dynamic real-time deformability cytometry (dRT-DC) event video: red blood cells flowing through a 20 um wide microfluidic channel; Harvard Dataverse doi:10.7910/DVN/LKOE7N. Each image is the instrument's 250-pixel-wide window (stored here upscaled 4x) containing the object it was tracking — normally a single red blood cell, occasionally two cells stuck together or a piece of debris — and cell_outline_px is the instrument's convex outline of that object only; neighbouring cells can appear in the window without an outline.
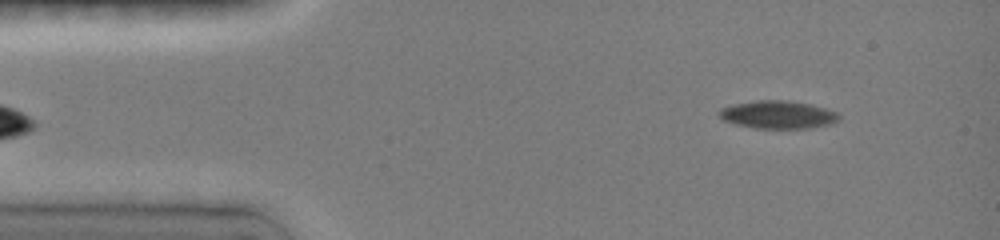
{"species": "common noctule bat (a hibernating species)", "species_latin": "Nyctalus noctula", "temperature_condition": "room temperature", "stored_images_in_passage": 41, "camera_frame_rate_fps": 3000, "um_per_image_px": 0.085, "animal": {"sex": "female", "body_mass_g": 19.0, "forearm_length_mm": 51.5}, "frame": {"image": 1, "passage_image": 2, "time_ms": 0.333, "image_size_px": [1000, 240], "cell_outline_px": [[840, 120], [832, 124], [812, 128], [756, 128], [736, 124], [724, 120], [716, 112], [720, 108], [732, 104], [756, 100], [788, 100], [812, 104], [840, 112]], "centroid_in_image_um": [66.17, 9.74], "position_along_channel_um": 18.8, "area_um2": 19.83}}
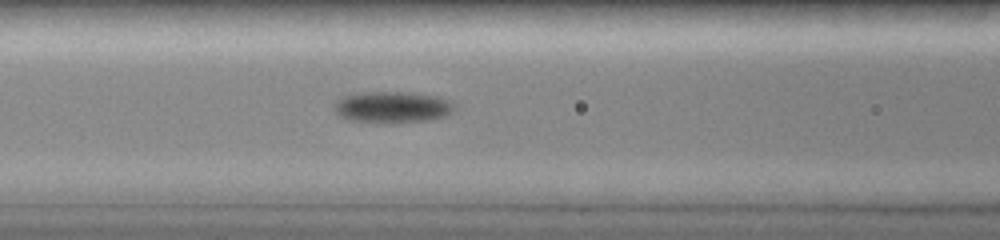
{"frame": {"image": 2, "passage_image": 17, "time_ms": 5.0, "image_size_px": [1000, 240], "cell_outline_px": [[452, 112], [444, 116], [432, 120], [388, 124], [384, 124], [348, 120], [340, 116], [336, 112], [336, 104], [340, 100], [348, 96], [372, 92], [400, 92], [436, 96], [448, 100], [452, 104]], "centroid_in_image_um": [33.38, 9.15], "position_along_channel_um": 133.2, "area_um2": 21.62}}
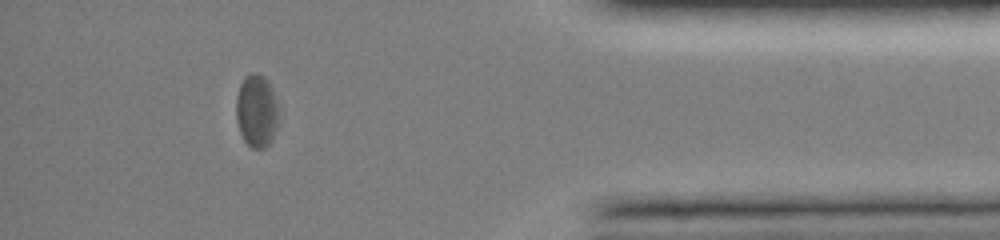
{"frame": {"image": 3, "passage_image": 38, "time_ms": 12.667, "image_size_px": [1000, 240], "cell_outline_px": [[280, 112], [272, 140], [264, 148], [252, 148], [244, 140], [240, 132], [236, 120], [236, 96], [240, 84], [244, 76], [252, 72], [256, 72], [264, 76], [268, 80]], "centroid_in_image_um": [21.8, 9.4], "position_along_channel_um": 413.4, "area_um2": 18.21}, "authors_computed_cell_mechanics": {"area_um2": 19.941, "velocity_mm_per_s": 3.9946, "shape_relaxation_time_tau1_ms": 2.7201, "shape_relaxation_time_tau2_ms": 7.5954, "deformation_change_tau1": 0.1171, "deformation_change_tau2": 0.078}}